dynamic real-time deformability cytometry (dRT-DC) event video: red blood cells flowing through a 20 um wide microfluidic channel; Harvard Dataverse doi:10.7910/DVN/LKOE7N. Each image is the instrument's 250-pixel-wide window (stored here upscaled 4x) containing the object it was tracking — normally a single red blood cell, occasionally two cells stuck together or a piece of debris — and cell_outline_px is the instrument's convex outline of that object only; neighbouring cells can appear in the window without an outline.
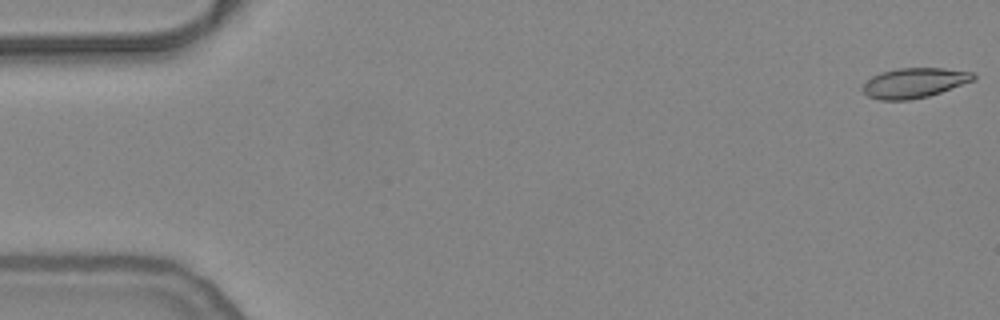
{"species": "common noctule bat (a hibernating species)", "species_latin": "Nyctalus noctula", "temperature_condition": "warm", "stored_images_in_passage": 43, "camera_frame_rate_fps": 3000, "um_per_image_px": 0.085, "animal": {"sex": "female", "body_mass_g": 24.6, "forearm_length_mm": 56.2}, "frame": {"image": 1, "passage_image": 1, "time_ms": 0.0, "image_size_px": [1000, 320], "cell_outline_px": [[976, 80], [928, 96], [908, 100], [880, 100], [868, 96], [860, 88], [872, 76], [880, 72], [896, 68], [944, 68], [972, 72], [976, 76]], "centroid_in_image_um": [77.71, 7.04], "position_along_channel_um": 7.3, "area_um2": 19.36}}
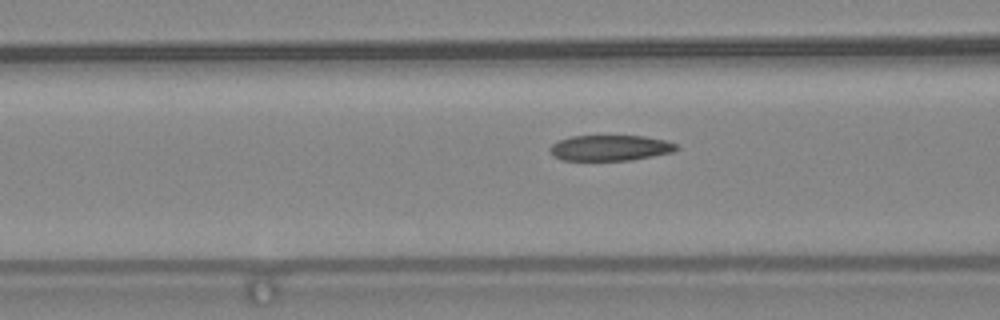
{"frame": {"image": 2, "passage_image": 21, "time_ms": 6.667, "image_size_px": [1000, 320], "cell_outline_px": [[680, 148], [672, 152], [632, 160], [560, 160], [552, 156], [548, 148], [552, 144], [560, 140], [572, 136], [644, 136], [664, 140], [676, 144]], "centroid_in_image_um": [51.83, 12.57], "position_along_channel_um": 114.8, "area_um2": 18.9}}
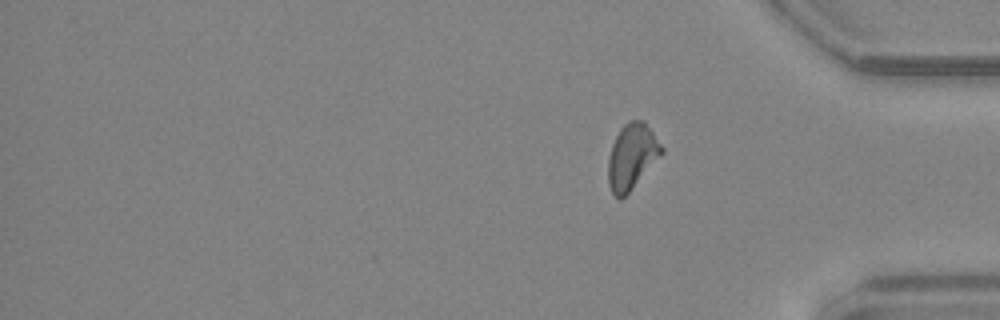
{"frame": {"image": 3, "passage_image": 43, "time_ms": 14.0, "image_size_px": [1000, 320], "cell_outline_px": [[664, 152], [632, 188], [620, 200], [612, 192], [608, 184], [608, 156], [612, 144], [620, 128], [628, 120], [644, 120], [664, 148]], "centroid_in_image_um": [53.7, 13.27], "position_along_channel_um": 381.5, "area_um2": 20.29}, "authors_computed_cell_mechanics": {"area_um2": 19.8254, "velocity_mm_per_s": 3.811, "shape_relaxation_time_tau1_ms": null, "shape_relaxation_time_tau2_ms": 2.3667, "deformation_change_tau1": null, "deformation_change_tau2": 0.0998}}